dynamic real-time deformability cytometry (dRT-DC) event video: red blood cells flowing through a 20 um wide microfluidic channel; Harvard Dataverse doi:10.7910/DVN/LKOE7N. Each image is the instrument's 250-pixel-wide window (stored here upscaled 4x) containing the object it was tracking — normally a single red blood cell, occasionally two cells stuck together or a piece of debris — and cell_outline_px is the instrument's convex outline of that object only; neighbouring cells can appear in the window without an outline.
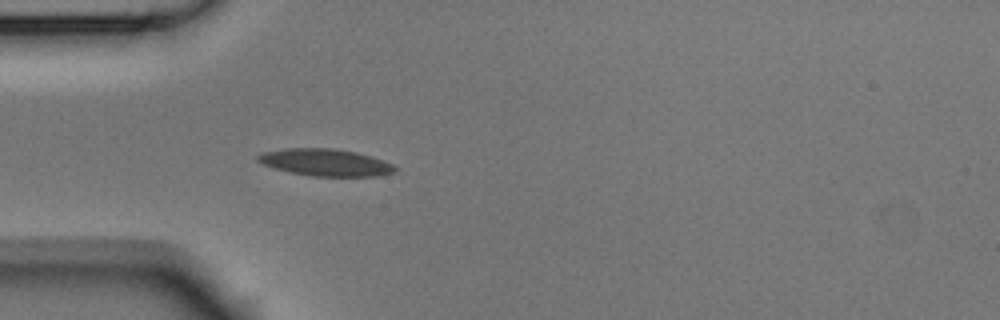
{"species": "Egyptian fruit bat (a non-hibernating species)", "species_latin": "Rousettus aegyptiacus", "temperature_condition": "room temperature", "stored_images_in_passage": 5, "camera_frame_rate_fps": 3000, "um_per_image_px": 0.085, "animal": {"sex": "male"}, "frame": {"image": 1, "passage_image": 5, "time_ms": 1.333, "image_size_px": [1000, 320], "cell_outline_px": [[396, 172], [376, 176], [312, 176], [292, 172], [276, 168], [264, 164], [256, 160], [256, 156], [260, 152], [284, 148], [332, 148], [356, 152], [372, 156], [392, 164], [396, 168]], "centroid_in_image_um": [27.65, 13.79], "position_along_channel_um": 57.4, "area_um2": 21.56}}